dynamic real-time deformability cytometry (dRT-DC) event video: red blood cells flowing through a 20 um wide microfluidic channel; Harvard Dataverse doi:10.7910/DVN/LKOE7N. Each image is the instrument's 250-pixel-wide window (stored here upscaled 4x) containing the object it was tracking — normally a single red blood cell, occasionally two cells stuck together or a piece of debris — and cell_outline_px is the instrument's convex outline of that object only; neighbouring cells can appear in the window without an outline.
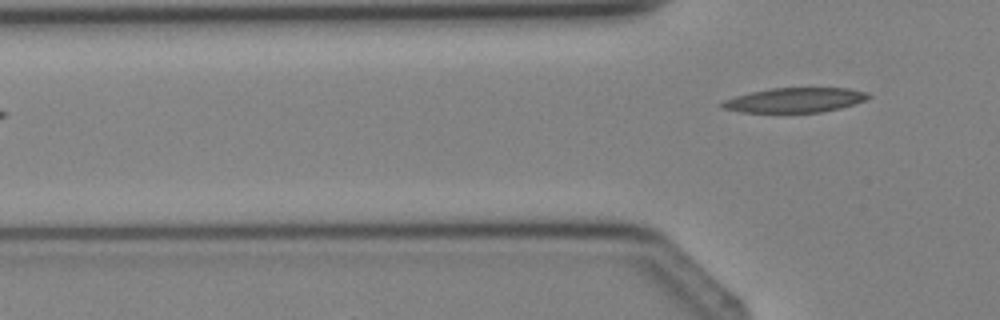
{"species": "Egyptian fruit bat (a non-hibernating species)", "species_latin": "Rousettus aegyptiacus", "temperature_condition": "cold", "stored_images_in_passage": 4, "segment_of_instrument_passage": [2, 2], "camera_frame_rate_fps": 3000, "um_per_image_px": 0.085, "animal": {"sex": "female"}, "frame": {"image": 1, "passage_image": 4, "time_ms": 3.333, "image_size_px": [1000, 320], "cell_outline_px": [[872, 96], [864, 100], [840, 108], [820, 112], [740, 112], [720, 108], [720, 104], [724, 100], [736, 96], [752, 92], [772, 88], [848, 88], [868, 92]], "centroid_in_image_um": [67.55, 8.5], "position_along_channel_um": 58.2, "area_um2": 20.87}}